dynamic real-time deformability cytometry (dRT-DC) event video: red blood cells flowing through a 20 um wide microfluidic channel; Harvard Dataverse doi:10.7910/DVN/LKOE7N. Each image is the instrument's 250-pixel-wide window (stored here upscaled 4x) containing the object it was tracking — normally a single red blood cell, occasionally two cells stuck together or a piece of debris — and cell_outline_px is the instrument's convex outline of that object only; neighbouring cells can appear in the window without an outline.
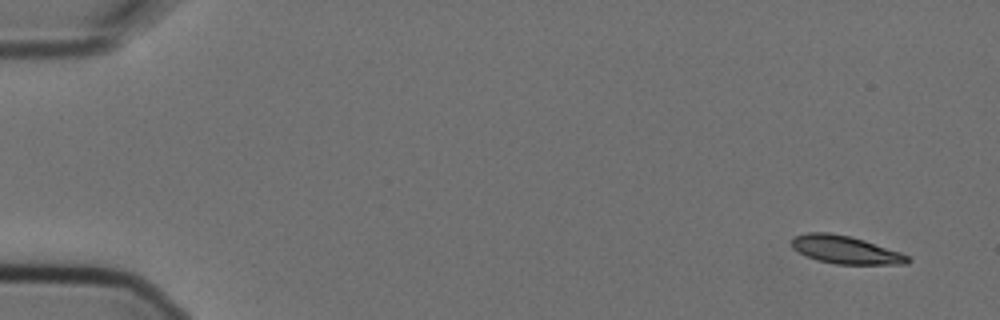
{"species": "Egyptian fruit bat (a non-hibernating species)", "species_latin": "Rousettus aegyptiacus", "temperature_condition": "cold", "stored_images_in_passage": 7, "segment_of_instrument_passage": [2, 2], "camera_frame_rate_fps": 3000, "um_per_image_px": 0.085, "animal": {"sex": "female"}, "frame": {"image": 1, "passage_image": 7, "time_ms": 2.0, "image_size_px": [1000, 320], "cell_outline_px": [[912, 260], [908, 264], [836, 264], [816, 260], [792, 248], [792, 236], [808, 232], [828, 232], [848, 236], [864, 240], [900, 252], [908, 256]], "centroid_in_image_um": [71.86, 21.23], "position_along_channel_um": 13.1, "area_um2": 18.79}}